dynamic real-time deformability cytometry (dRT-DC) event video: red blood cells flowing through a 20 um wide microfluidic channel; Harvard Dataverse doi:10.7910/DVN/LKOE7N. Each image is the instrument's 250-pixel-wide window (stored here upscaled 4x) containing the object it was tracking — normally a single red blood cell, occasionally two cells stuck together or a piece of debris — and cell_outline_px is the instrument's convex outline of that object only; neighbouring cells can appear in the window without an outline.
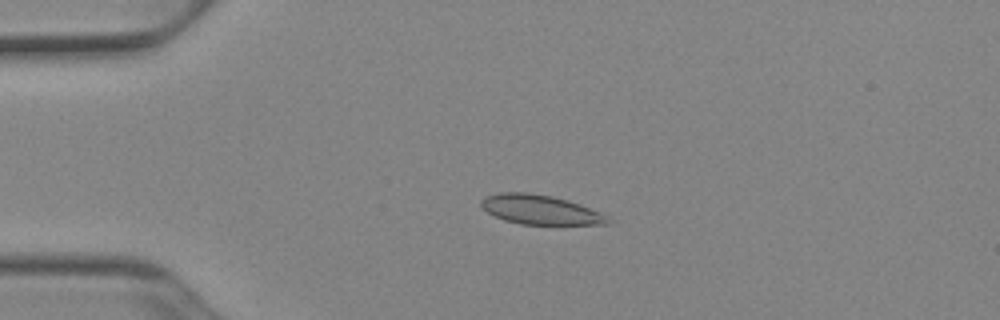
{"species": "Egyptian fruit bat (a non-hibernating species)", "species_latin": "Rousettus aegyptiacus", "temperature_condition": "cold", "stored_images_in_passage": 52, "camera_frame_rate_fps": 3000, "um_per_image_px": 0.085, "animal": {"sex": "female"}, "frame": {"image": 1, "passage_image": 12, "time_ms": 3.667, "image_size_px": [1000, 320], "cell_outline_px": [[608, 224], [520, 224], [504, 220], [488, 212], [480, 204], [480, 200], [488, 196], [500, 192], [528, 192], [552, 196], [568, 200], [580, 204], [600, 212], [608, 216]], "centroid_in_image_um": [45.91, 17.81], "position_along_channel_um": 39.1, "area_um2": 21.5}}
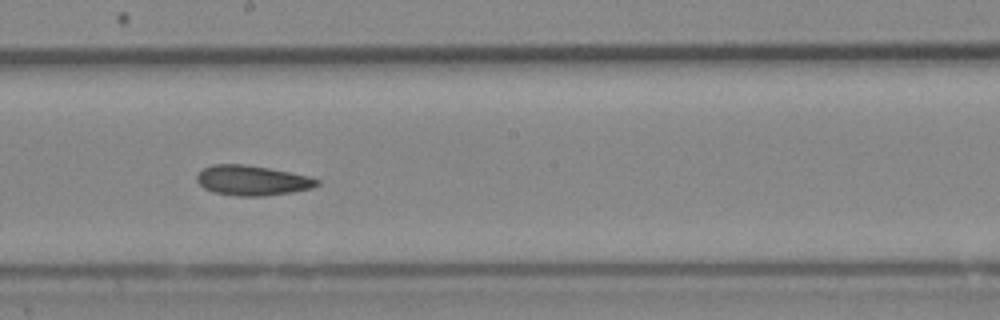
{"frame": {"image": 2, "passage_image": 29, "time_ms": 9.333, "image_size_px": [1000, 320], "cell_outline_px": [[320, 184], [312, 188], [292, 192], [260, 196], [236, 196], [216, 192], [204, 188], [196, 180], [196, 176], [204, 168], [212, 164], [244, 164], [268, 168], [308, 176], [320, 180]], "centroid_in_image_um": [21.44, 15.33], "position_along_channel_um": 226.8, "area_um2": 20.81}}
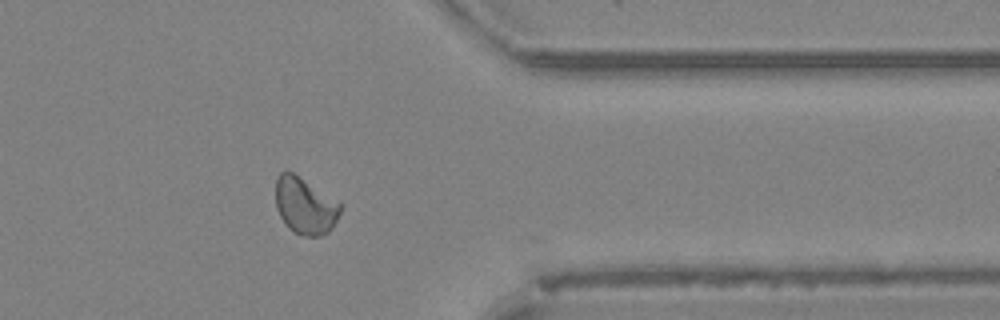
{"frame": {"image": 3, "passage_image": 42, "time_ms": 13.667, "image_size_px": [1000, 320], "cell_outline_px": [[340, 212], [336, 220], [328, 232], [320, 236], [304, 236], [288, 228], [280, 216], [276, 208], [276, 176], [280, 172], [292, 172], [340, 200]], "centroid_in_image_um": [25.93, 17.47], "position_along_channel_um": 385.5, "area_um2": 21.44}}